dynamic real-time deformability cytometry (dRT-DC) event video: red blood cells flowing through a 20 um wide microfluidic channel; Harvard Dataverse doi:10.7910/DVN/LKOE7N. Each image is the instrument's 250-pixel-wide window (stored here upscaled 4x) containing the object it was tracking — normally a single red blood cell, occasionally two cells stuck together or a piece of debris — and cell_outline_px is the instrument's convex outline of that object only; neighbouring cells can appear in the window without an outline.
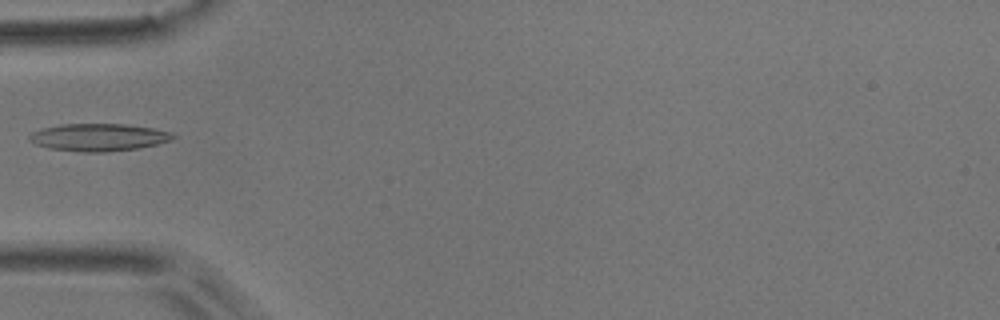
{"species": "common noctule bat (a hibernating species)", "species_latin": "Nyctalus noctula", "temperature_condition": "room temperature", "stored_images_in_passage": 6, "camera_frame_rate_fps": 3000, "um_per_image_px": 0.085, "animal": {"sex": "male", "body_mass_g": 17.9}, "frame": {"image": 1, "passage_image": 5, "time_ms": 1.333, "image_size_px": [1000, 320], "cell_outline_px": [[176, 136], [172, 140], [156, 144], [136, 148], [104, 152], [80, 152], [48, 148], [36, 144], [28, 140], [28, 136], [32, 132], [40, 128], [60, 124], [124, 124], [152, 128], [172, 132]], "centroid_in_image_um": [8.34, 11.66], "position_along_channel_um": 76.7, "area_um2": 23.0}}
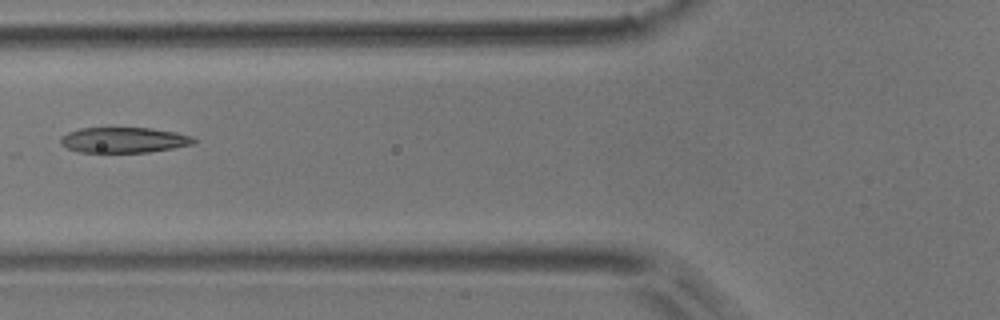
{"frame": {"image": 2, "passage_image": 6, "time_ms": 1.667, "image_size_px": [1000, 320], "cell_outline_px": [[196, 140], [192, 144], [172, 148], [148, 152], [80, 152], [68, 148], [60, 144], [60, 136], [68, 132], [80, 128], [152, 128], [176, 132], [192, 136]], "centroid_in_image_um": [10.5, 11.89], "position_along_channel_um": 115.3, "area_um2": 19.71}}